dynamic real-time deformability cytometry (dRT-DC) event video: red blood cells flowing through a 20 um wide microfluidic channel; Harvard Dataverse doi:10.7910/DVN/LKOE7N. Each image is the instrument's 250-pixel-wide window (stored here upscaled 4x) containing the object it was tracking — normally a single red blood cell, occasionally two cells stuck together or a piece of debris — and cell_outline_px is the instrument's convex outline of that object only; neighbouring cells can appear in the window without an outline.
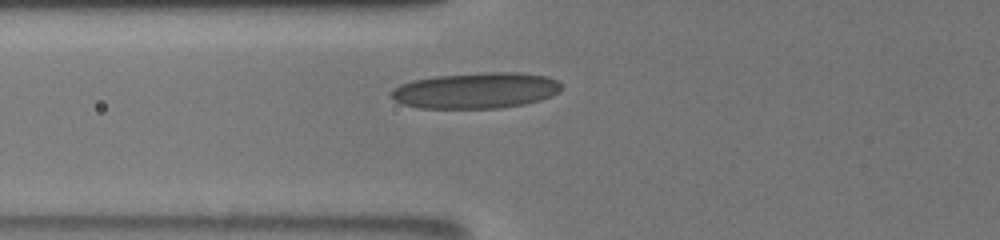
{"species": "human", "species_latin": "Homo sapiens", "temperature_condition": "room temperature", "stored_images_in_passage": 3, "camera_frame_rate_fps": 3000, "um_per_image_px": 0.085, "donor": {"sex": "male"}, "frame": {"image": 1, "passage_image": 3, "time_ms": 2.333, "image_size_px": [1000, 240], "cell_outline_px": [[560, 92], [552, 96], [540, 100], [524, 104], [500, 108], [420, 108], [404, 104], [396, 100], [392, 96], [392, 88], [400, 84], [412, 80], [436, 76], [484, 72], [520, 72], [548, 76], [556, 80], [560, 84]], "centroid_in_image_um": [40.48, 7.68], "position_along_channel_um": 85.3, "area_um2": 35.66}}